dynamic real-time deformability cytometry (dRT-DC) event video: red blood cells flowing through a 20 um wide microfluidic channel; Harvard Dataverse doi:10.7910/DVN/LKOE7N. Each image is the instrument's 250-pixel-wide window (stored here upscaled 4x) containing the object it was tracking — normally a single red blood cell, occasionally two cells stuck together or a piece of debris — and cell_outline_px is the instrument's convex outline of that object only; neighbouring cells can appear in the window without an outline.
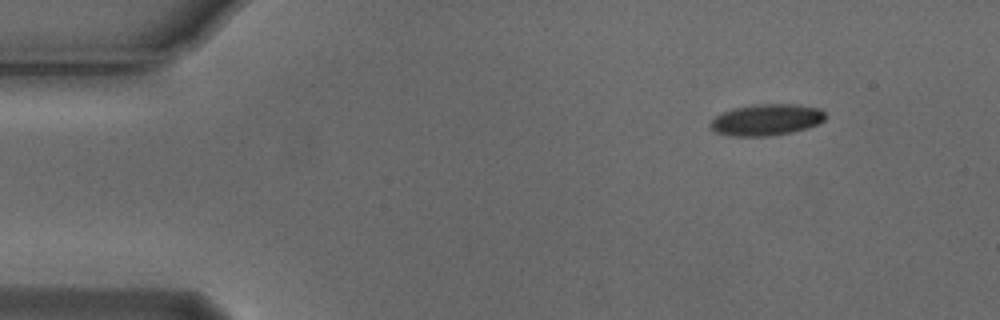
{"species": "Egyptian fruit bat (a non-hibernating species)", "species_latin": "Rousettus aegyptiacus", "temperature_condition": "cold", "stored_images_in_passage": 5, "segment_of_instrument_passage": [2, 2], "camera_frame_rate_fps": 3000, "um_per_image_px": 0.085, "animal": {"sex": "male"}, "frame": {"image": 1, "passage_image": 5, "time_ms": 1.333, "image_size_px": [1000, 320], "cell_outline_px": [[828, 116], [824, 120], [808, 128], [792, 132], [768, 136], [732, 136], [716, 132], [708, 124], [716, 116], [732, 108], [756, 104], [796, 104], [820, 108]], "centroid_in_image_um": [65.17, 10.17], "position_along_channel_um": 19.8, "area_um2": 21.1}}